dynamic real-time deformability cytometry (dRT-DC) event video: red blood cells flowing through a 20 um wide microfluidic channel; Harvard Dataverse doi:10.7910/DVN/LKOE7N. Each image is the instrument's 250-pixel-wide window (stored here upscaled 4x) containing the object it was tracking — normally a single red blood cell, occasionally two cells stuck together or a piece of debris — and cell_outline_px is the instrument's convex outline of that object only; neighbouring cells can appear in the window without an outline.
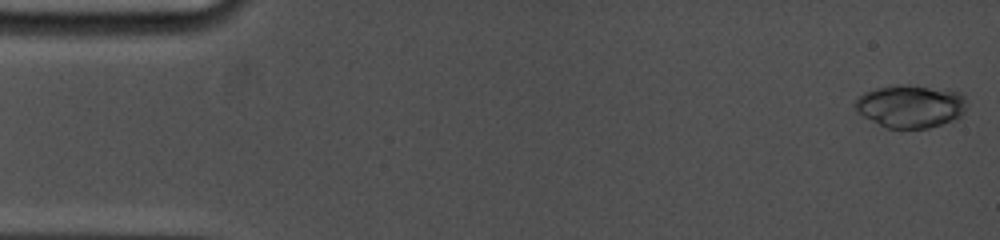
{"species": "common noctule bat (a hibernating species)", "species_latin": "Nyctalus noctula", "temperature_condition": "cold", "stored_images_in_passage": 10, "camera_frame_rate_fps": 5000, "um_per_image_px": 0.085, "animal": {"sex": "female", "body_mass_g": 19.0, "forearm_length_mm": 53.3}, "frame": {"image": 1, "passage_image": 1, "time_ms": 0.0, "image_size_px": [1000, 240], "cell_outline_px": [[964, 112], [960, 116], [952, 120], [928, 128], [888, 128], [864, 116], [856, 108], [856, 100], [864, 92], [876, 88], [896, 84], [904, 84], [960, 92], [964, 96]], "centroid_in_image_um": [77.39, 9.02], "position_along_channel_um": 7.6, "area_um2": 27.28}}
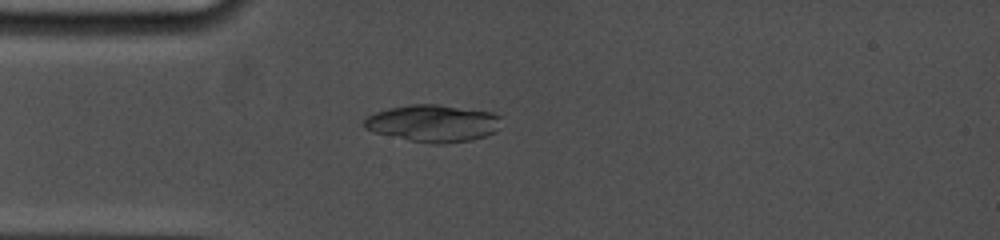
{"frame": {"image": 2, "passage_image": 9, "time_ms": 4.2, "image_size_px": [1000, 240], "cell_outline_px": [[500, 128], [496, 132], [472, 140], [440, 144], [436, 144], [408, 140], [372, 132], [364, 128], [364, 120], [368, 116], [376, 112], [388, 108], [408, 104], [440, 104], [492, 112], [500, 116]], "centroid_in_image_um": [36.82, 10.47], "position_along_channel_um": 48.2, "area_um2": 29.88}}